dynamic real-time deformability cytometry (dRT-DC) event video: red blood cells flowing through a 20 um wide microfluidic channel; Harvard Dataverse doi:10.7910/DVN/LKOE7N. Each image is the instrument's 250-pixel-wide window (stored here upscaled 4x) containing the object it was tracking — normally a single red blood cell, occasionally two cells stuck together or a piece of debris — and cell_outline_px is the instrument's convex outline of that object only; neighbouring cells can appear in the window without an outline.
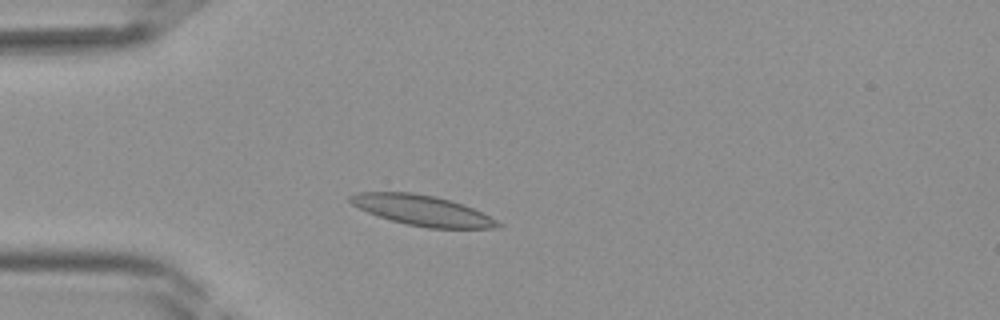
{"species": "Egyptian fruit bat (a non-hibernating species)", "species_latin": "Rousettus aegyptiacus", "temperature_condition": "room temperature", "stored_images_in_passage": 37, "camera_frame_rate_fps": 3000, "um_per_image_px": 0.085, "frame": {"image": 1, "passage_image": 7, "time_ms": 2.0, "image_size_px": [1000, 320], "cell_outline_px": [[504, 224], [496, 228], [428, 228], [408, 224], [392, 220], [368, 212], [352, 204], [348, 200], [348, 196], [356, 192], [412, 192], [436, 196], [472, 208]], "centroid_in_image_um": [35.86, 17.87], "position_along_channel_um": 49.1, "area_um2": 25.72}}
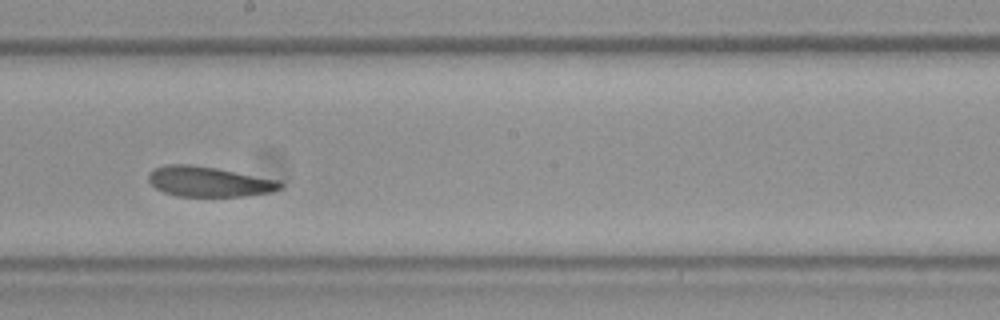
{"frame": {"image": 2, "passage_image": 19, "time_ms": 6.0, "image_size_px": [1000, 320], "cell_outline_px": [[284, 184], [280, 188], [272, 192], [244, 196], [176, 196], [164, 192], [156, 188], [148, 180], [148, 172], [156, 168], [168, 164], [192, 164], [216, 168], [280, 180]], "centroid_in_image_um": [17.76, 15.43], "position_along_channel_um": 230.4, "area_um2": 23.18}}
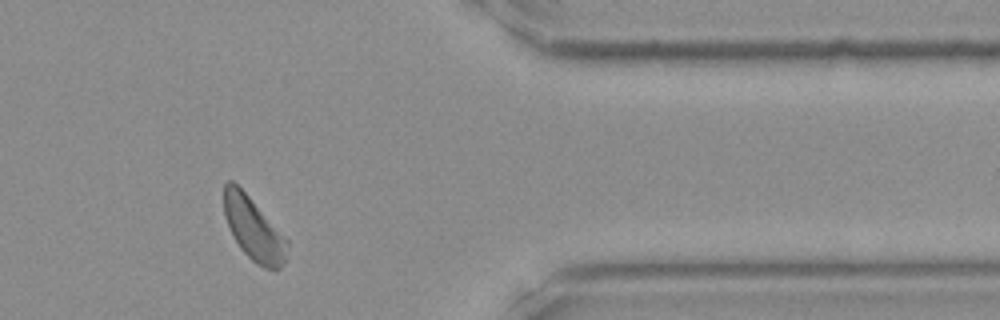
{"frame": {"image": 3, "passage_image": 30, "time_ms": 9.667, "image_size_px": [1000, 320], "cell_outline_px": [[288, 244], [284, 264], [280, 268], [272, 272], [256, 264], [240, 248], [224, 216], [224, 184], [228, 180], [232, 180], [248, 196], [288, 240]], "centroid_in_image_um": [21.57, 19.5], "position_along_channel_um": 389.8, "area_um2": 22.83}}